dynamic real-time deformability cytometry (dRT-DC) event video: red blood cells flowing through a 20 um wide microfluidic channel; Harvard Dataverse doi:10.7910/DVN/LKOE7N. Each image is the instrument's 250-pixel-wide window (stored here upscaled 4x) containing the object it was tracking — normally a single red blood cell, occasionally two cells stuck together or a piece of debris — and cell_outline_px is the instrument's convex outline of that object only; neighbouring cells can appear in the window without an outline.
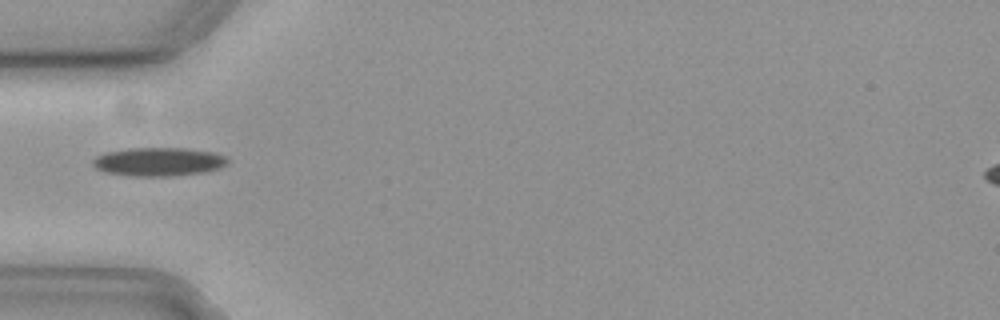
{"species": "common noctule bat (a hibernating species)", "species_latin": "Nyctalus noctula", "temperature_condition": "cold", "stored_images_in_passage": 37, "camera_frame_rate_fps": 3000, "um_per_image_px": 0.085, "animal": {"sex": "female", "body_mass_g": 19.3, "forearm_length_mm": 54.1}, "frame": {"image": 1, "passage_image": 1, "time_ms": 0.0, "image_size_px": [1000, 320], "cell_outline_px": [[228, 160], [220, 168], [200, 172], [172, 176], [132, 176], [108, 172], [96, 168], [92, 164], [92, 160], [96, 156], [108, 152], [128, 148], [188, 148], [212, 152], [224, 156]], "centroid_in_image_um": [13.45, 13.74], "position_along_channel_um": 71.5, "area_um2": 22.14}}
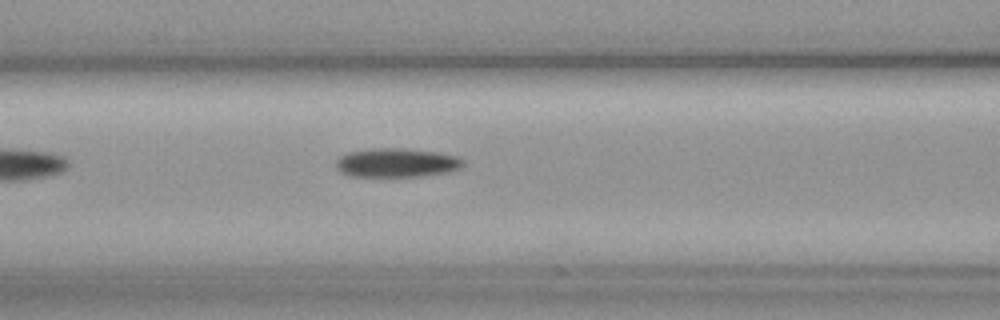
{"frame": {"image": 2, "passage_image": 6, "time_ms": 1.667, "image_size_px": [1000, 320], "cell_outline_px": [[464, 164], [460, 168], [448, 172], [420, 176], [352, 176], [340, 172], [336, 168], [336, 160], [340, 156], [348, 152], [372, 148], [404, 148], [436, 152], [456, 156], [464, 160]], "centroid_in_image_um": [33.7, 13.82], "position_along_channel_um": 132.9, "area_um2": 21.44}}